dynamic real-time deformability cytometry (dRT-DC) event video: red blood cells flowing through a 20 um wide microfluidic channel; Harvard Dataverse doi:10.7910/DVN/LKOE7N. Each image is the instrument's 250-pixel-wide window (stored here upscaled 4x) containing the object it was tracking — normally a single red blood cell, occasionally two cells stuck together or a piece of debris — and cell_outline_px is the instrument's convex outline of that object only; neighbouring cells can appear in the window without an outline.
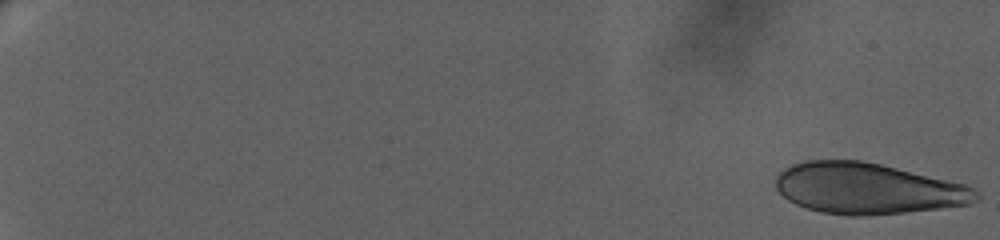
{"species": "human", "species_latin": "Homo sapiens", "temperature_condition": "warm", "stored_images_in_passage": 36, "camera_frame_rate_fps": 3000, "um_per_image_px": 0.085, "donor": {"sex": "female"}, "frame": {"image": 1, "passage_image": 1, "time_ms": 0.0, "image_size_px": [1000, 240], "cell_outline_px": [[980, 200], [968, 204], [940, 208], [904, 212], [864, 216], [848, 216], [820, 212], [796, 204], [788, 200], [776, 188], [776, 176], [784, 168], [792, 164], [804, 160], [860, 160], [880, 164], [964, 184], [980, 192]], "centroid_in_image_um": [73.73, 16.02], "position_along_channel_um": 11.3, "area_um2": 59.42}}
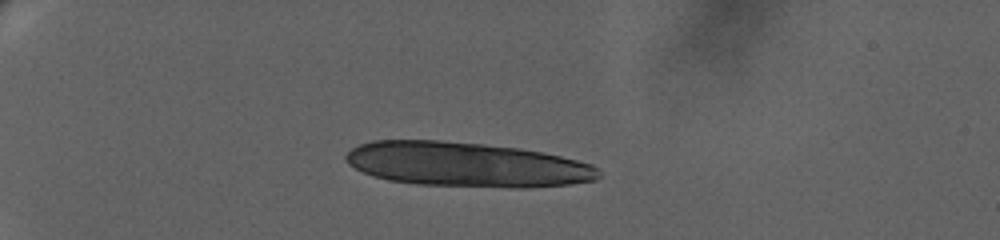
{"frame": {"image": 2, "passage_image": 24, "time_ms": 6.333, "image_size_px": [1000, 240], "cell_outline_px": [[600, 176], [596, 180], [568, 184], [528, 188], [508, 188], [416, 184], [388, 180], [372, 176], [348, 164], [344, 160], [344, 156], [352, 148], [360, 144], [372, 140], [440, 140], [484, 144], [520, 148], [560, 156], [592, 164], [600, 172]], "centroid_in_image_um": [39.63, 13.99], "position_along_channel_um": 45.4, "area_um2": 66.01}}